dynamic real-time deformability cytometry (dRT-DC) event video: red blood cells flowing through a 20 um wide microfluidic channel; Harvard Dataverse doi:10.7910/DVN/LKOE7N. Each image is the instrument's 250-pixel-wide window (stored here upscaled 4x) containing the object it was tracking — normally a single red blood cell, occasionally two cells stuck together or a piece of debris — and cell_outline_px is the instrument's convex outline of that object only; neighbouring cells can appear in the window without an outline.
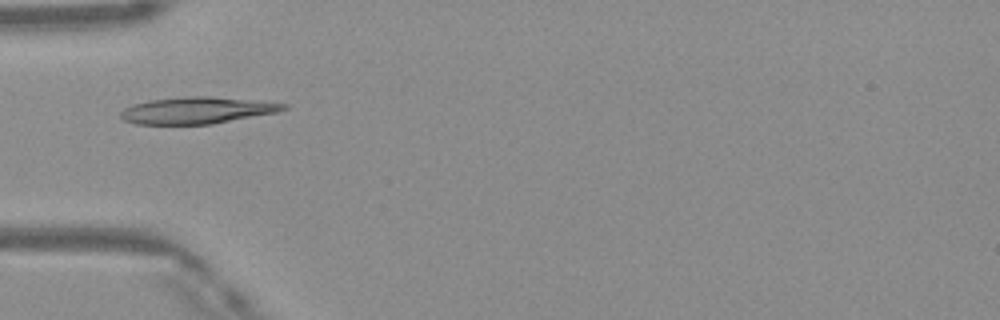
{"species": "Egyptian fruit bat (a non-hibernating species)", "species_latin": "Rousettus aegyptiacus", "temperature_condition": "warm", "stored_images_in_passage": 32, "camera_frame_rate_fps": 3000, "um_per_image_px": 0.085, "frame": {"image": 1, "passage_image": 5, "time_ms": 1.333, "image_size_px": [1000, 320], "cell_outline_px": [[288, 108], [276, 112], [212, 124], [136, 124], [124, 120], [120, 116], [120, 112], [124, 108], [132, 104], [152, 100], [184, 96], [208, 96], [288, 104]], "centroid_in_image_um": [16.7, 9.38], "position_along_channel_um": 68.3, "area_um2": 25.03}}
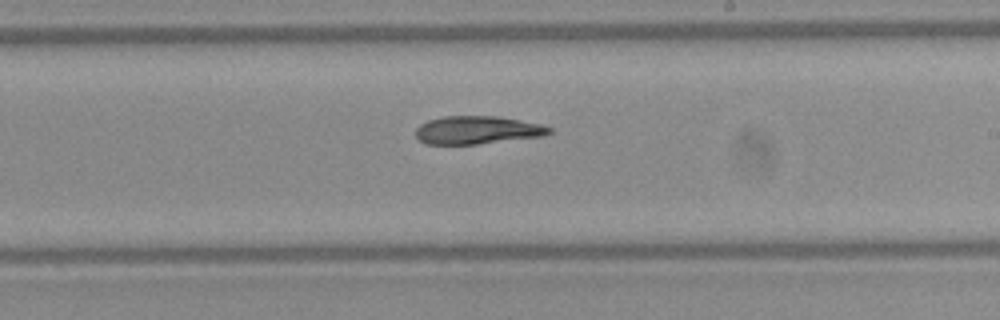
{"frame": {"image": 2, "passage_image": 18, "time_ms": 5.667, "image_size_px": [1000, 320], "cell_outline_px": [[552, 132], [544, 136], [476, 144], [428, 144], [420, 140], [416, 136], [416, 128], [420, 124], [428, 120], [440, 116], [496, 116], [544, 124], [552, 128]], "centroid_in_image_um": [40.59, 11.04], "position_along_channel_um": 248.4, "area_um2": 21.91}}
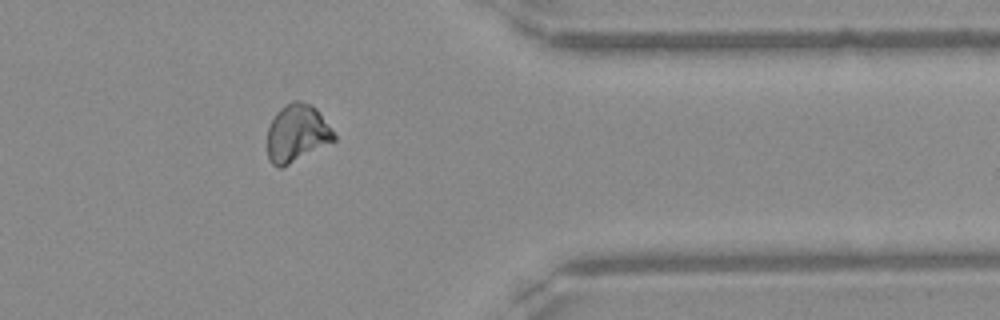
{"frame": {"image": 3, "passage_image": 29, "time_ms": 9.333, "image_size_px": [1000, 320], "cell_outline_px": [[336, 140], [280, 168], [276, 168], [268, 160], [268, 128], [276, 112], [280, 108], [292, 100], [300, 100], [316, 108], [336, 136]], "centroid_in_image_um": [25.22, 11.32], "position_along_channel_um": 386.2, "area_um2": 22.08}}